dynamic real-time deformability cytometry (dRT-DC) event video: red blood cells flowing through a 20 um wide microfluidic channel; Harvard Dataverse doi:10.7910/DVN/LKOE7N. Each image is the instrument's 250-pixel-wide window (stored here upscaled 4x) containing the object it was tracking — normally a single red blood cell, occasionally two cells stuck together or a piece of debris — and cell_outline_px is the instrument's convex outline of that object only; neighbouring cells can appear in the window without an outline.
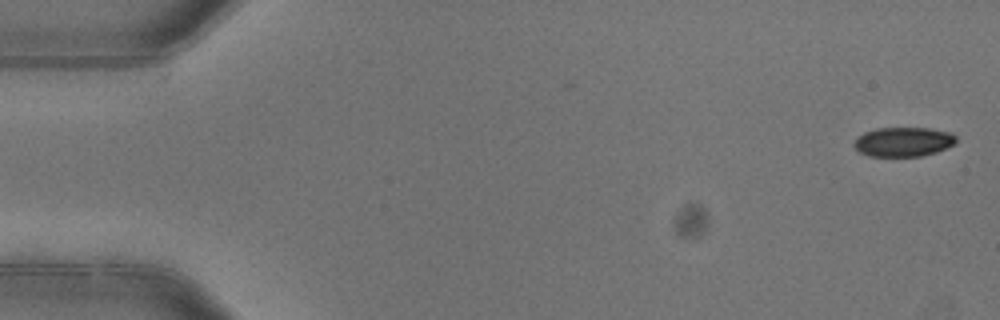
{"species": "common noctule bat (a hibernating species)", "species_latin": "Nyctalus noctula", "temperature_condition": "warm", "stored_images_in_passage": 2, "camera_frame_rate_fps": 3000, "um_per_image_px": 0.085, "animal": {"sex": "female"}, "frame": {"image": 1, "passage_image": 2, "time_ms": 0.333, "image_size_px": [1000, 320], "cell_outline_px": [[956, 144], [936, 152], [920, 156], [868, 156], [860, 152], [852, 144], [864, 132], [876, 128], [928, 128], [952, 132], [956, 136]], "centroid_in_image_um": [76.82, 12.05], "position_along_channel_um": 8.2, "area_um2": 17.51}}